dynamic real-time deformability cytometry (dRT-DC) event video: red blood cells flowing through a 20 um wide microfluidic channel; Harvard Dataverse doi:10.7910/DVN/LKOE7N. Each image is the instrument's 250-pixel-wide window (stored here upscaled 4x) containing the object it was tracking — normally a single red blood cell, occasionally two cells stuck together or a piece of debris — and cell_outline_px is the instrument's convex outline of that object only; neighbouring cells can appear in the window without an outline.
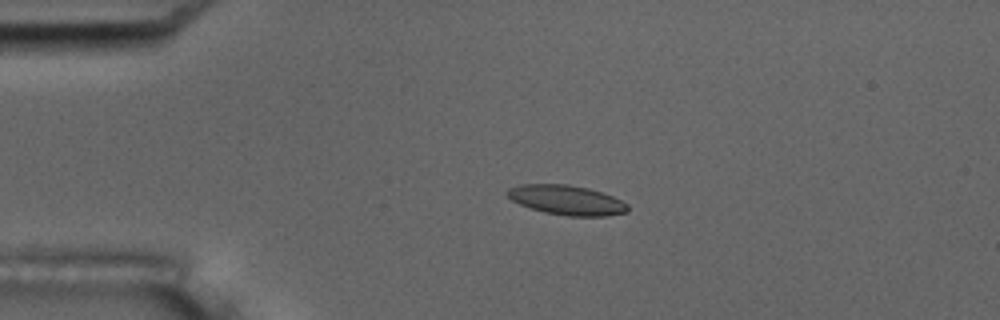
{"species": "common noctule bat (a hibernating species)", "species_latin": "Nyctalus noctula", "temperature_condition": "room temperature", "stored_images_in_passage": 5, "camera_frame_rate_fps": 3000, "um_per_image_px": 0.085, "animal": {"sex": "male", "body_mass_g": 17.5, "forearm_length_mm": 52.3}, "frame": {"image": 1, "passage_image": 4, "time_ms": 3.667, "image_size_px": [1000, 320], "cell_outline_px": [[628, 212], [608, 216], [568, 216], [544, 212], [520, 204], [512, 200], [504, 192], [508, 188], [520, 184], [568, 184], [588, 188], [612, 196], [628, 204]], "centroid_in_image_um": [48.16, 17.0], "position_along_channel_um": 36.8, "area_um2": 20.81}}